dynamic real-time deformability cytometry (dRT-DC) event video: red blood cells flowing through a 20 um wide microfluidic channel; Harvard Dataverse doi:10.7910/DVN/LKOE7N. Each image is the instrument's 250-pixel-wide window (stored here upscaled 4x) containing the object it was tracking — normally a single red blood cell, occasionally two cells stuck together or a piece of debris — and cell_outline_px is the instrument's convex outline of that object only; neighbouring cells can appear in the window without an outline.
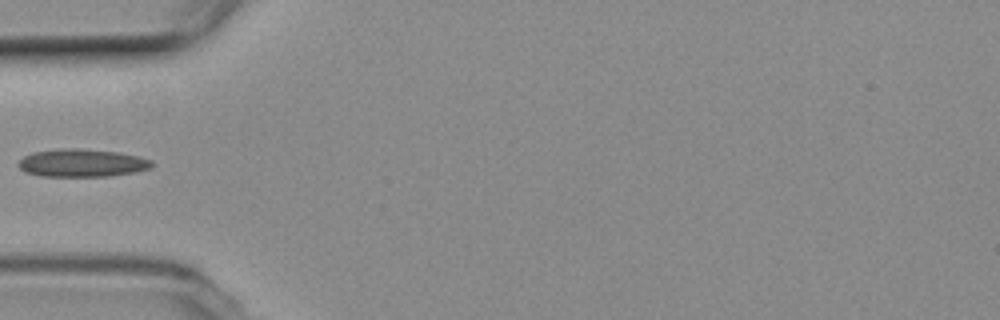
{"species": "common noctule bat (a hibernating species)", "species_latin": "Nyctalus noctula", "temperature_condition": "room temperature", "stored_images_in_passage": 38, "camera_frame_rate_fps": 3000, "um_per_image_px": 0.085, "animal": {"sex": "female", "body_mass_g": 19.3, "forearm_length_mm": 54.1}, "frame": {"image": 1, "passage_image": 1, "time_ms": 0.0, "image_size_px": [1000, 320], "cell_outline_px": [[152, 168], [136, 172], [108, 176], [40, 176], [24, 172], [16, 164], [24, 156], [32, 152], [60, 148], [80, 148], [116, 152], [136, 156], [152, 160]], "centroid_in_image_um": [6.93, 13.85], "position_along_channel_um": 78.1, "area_um2": 21.73}}
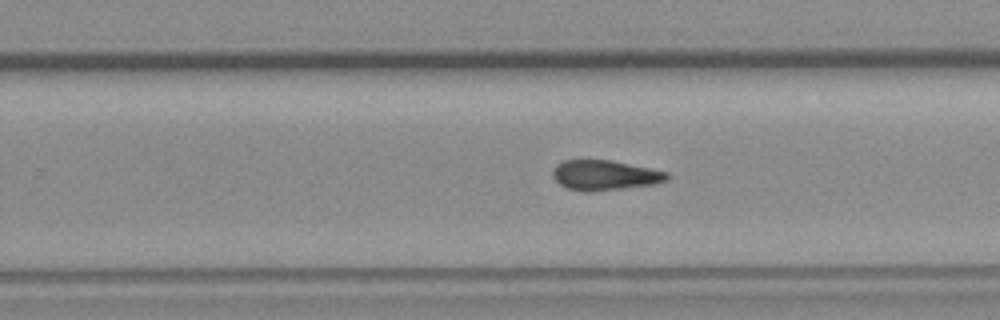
{"frame": {"image": 2, "passage_image": 17, "time_ms": 5.333, "image_size_px": [1000, 320], "cell_outline_px": [[668, 180], [652, 184], [592, 192], [584, 192], [568, 188], [560, 184], [552, 176], [552, 172], [556, 164], [564, 160], [608, 160], [668, 172]], "centroid_in_image_um": [51.36, 14.9], "position_along_channel_um": 278.4, "area_um2": 19.71}}
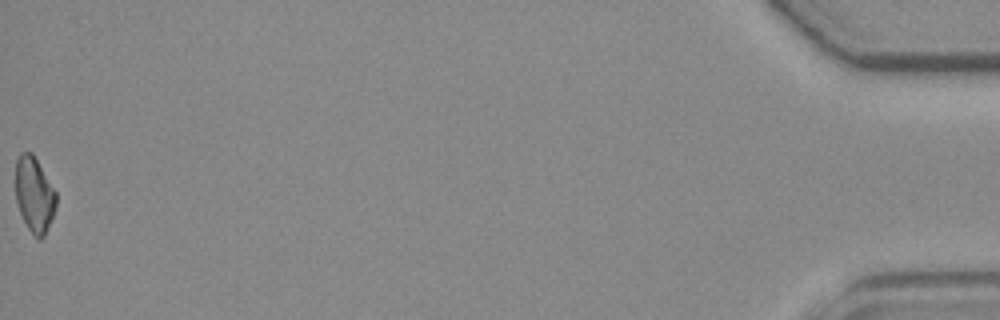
{"frame": {"image": 3, "passage_image": 38, "time_ms": 12.333, "image_size_px": [1000, 320], "cell_outline_px": [[56, 208], [44, 236], [40, 240], [28, 228], [20, 212], [16, 200], [16, 160], [20, 152], [32, 152], [56, 192]], "centroid_in_image_um": [2.92, 16.52], "position_along_channel_um": 432.3, "area_um2": 17.57}}